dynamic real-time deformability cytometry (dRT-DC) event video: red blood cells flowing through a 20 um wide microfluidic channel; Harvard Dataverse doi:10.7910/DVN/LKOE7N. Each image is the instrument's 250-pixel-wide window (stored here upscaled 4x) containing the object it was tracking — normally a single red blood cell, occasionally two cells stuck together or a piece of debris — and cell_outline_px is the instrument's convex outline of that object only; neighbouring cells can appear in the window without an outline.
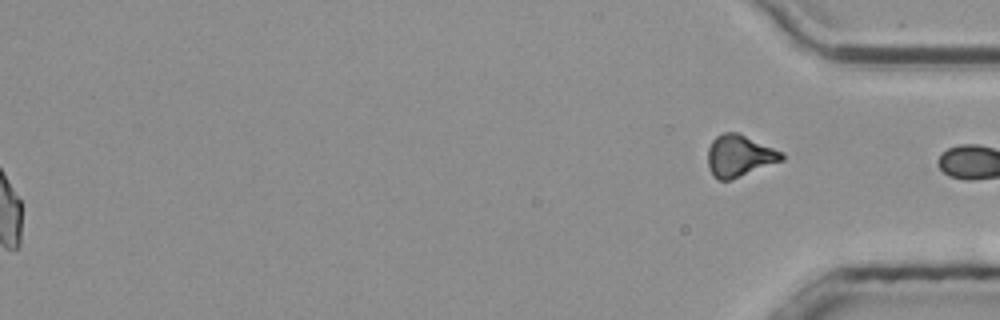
{"species": "common noctule bat (a hibernating species)", "species_latin": "Nyctalus noctula", "temperature_condition": "room temperature", "stored_images_in_passage": 50, "segment_of_instrument_passage": [2, 2], "camera_frame_rate_fps": 3000, "um_per_image_px": 0.085, "animal": {"sex": "male", "body_mass_g": 20.4}, "frame": {"image": 1, "passage_image": 50, "time_ms": 16.333, "image_size_px": [1000, 320], "cell_outline_px": [[784, 160], [732, 180], [720, 180], [712, 176], [708, 164], [708, 148], [712, 140], [716, 136], [724, 132], [736, 132], [772, 148], [780, 152], [784, 156]], "centroid_in_image_um": [62.81, 13.27], "position_along_channel_um": 372.4, "area_um2": 17.8}}